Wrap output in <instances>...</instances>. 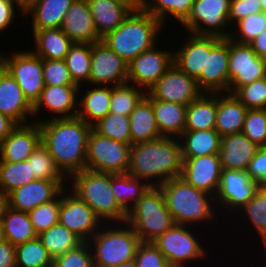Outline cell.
I'll return each mask as SVG.
<instances>
[{
	"label": "cell",
	"mask_w": 266,
	"mask_h": 267,
	"mask_svg": "<svg viewBox=\"0 0 266 267\" xmlns=\"http://www.w3.org/2000/svg\"><path fill=\"white\" fill-rule=\"evenodd\" d=\"M59 223L83 242H88L104 224L87 203L67 188L61 192Z\"/></svg>",
	"instance_id": "14"
},
{
	"label": "cell",
	"mask_w": 266,
	"mask_h": 267,
	"mask_svg": "<svg viewBox=\"0 0 266 267\" xmlns=\"http://www.w3.org/2000/svg\"><path fill=\"white\" fill-rule=\"evenodd\" d=\"M188 227L190 226L174 224L153 241L171 267H184L187 262L189 264L190 261H197L196 259L200 260L207 256L206 248Z\"/></svg>",
	"instance_id": "10"
},
{
	"label": "cell",
	"mask_w": 266,
	"mask_h": 267,
	"mask_svg": "<svg viewBox=\"0 0 266 267\" xmlns=\"http://www.w3.org/2000/svg\"><path fill=\"white\" fill-rule=\"evenodd\" d=\"M66 181L34 180L13 191L9 196V207L29 213L43 203L55 199L65 188Z\"/></svg>",
	"instance_id": "21"
},
{
	"label": "cell",
	"mask_w": 266,
	"mask_h": 267,
	"mask_svg": "<svg viewBox=\"0 0 266 267\" xmlns=\"http://www.w3.org/2000/svg\"><path fill=\"white\" fill-rule=\"evenodd\" d=\"M90 89L83 92L82 86L78 89V112L77 117L84 120L90 126L96 124L110 113V101L112 97V86L92 85Z\"/></svg>",
	"instance_id": "28"
},
{
	"label": "cell",
	"mask_w": 266,
	"mask_h": 267,
	"mask_svg": "<svg viewBox=\"0 0 266 267\" xmlns=\"http://www.w3.org/2000/svg\"><path fill=\"white\" fill-rule=\"evenodd\" d=\"M34 180H37L32 173L31 162H0V190L7 195Z\"/></svg>",
	"instance_id": "41"
},
{
	"label": "cell",
	"mask_w": 266,
	"mask_h": 267,
	"mask_svg": "<svg viewBox=\"0 0 266 267\" xmlns=\"http://www.w3.org/2000/svg\"><path fill=\"white\" fill-rule=\"evenodd\" d=\"M147 93L156 100L188 106L203 92L194 78L185 74L173 63Z\"/></svg>",
	"instance_id": "17"
},
{
	"label": "cell",
	"mask_w": 266,
	"mask_h": 267,
	"mask_svg": "<svg viewBox=\"0 0 266 267\" xmlns=\"http://www.w3.org/2000/svg\"><path fill=\"white\" fill-rule=\"evenodd\" d=\"M35 49H31L42 59L65 60L73 41L60 29L51 28L35 31Z\"/></svg>",
	"instance_id": "35"
},
{
	"label": "cell",
	"mask_w": 266,
	"mask_h": 267,
	"mask_svg": "<svg viewBox=\"0 0 266 267\" xmlns=\"http://www.w3.org/2000/svg\"><path fill=\"white\" fill-rule=\"evenodd\" d=\"M60 205L61 193L52 201L43 203L28 213L38 235L59 222Z\"/></svg>",
	"instance_id": "48"
},
{
	"label": "cell",
	"mask_w": 266,
	"mask_h": 267,
	"mask_svg": "<svg viewBox=\"0 0 266 267\" xmlns=\"http://www.w3.org/2000/svg\"><path fill=\"white\" fill-rule=\"evenodd\" d=\"M229 91L233 94L239 87L266 77V59L258 57L247 43L229 38Z\"/></svg>",
	"instance_id": "12"
},
{
	"label": "cell",
	"mask_w": 266,
	"mask_h": 267,
	"mask_svg": "<svg viewBox=\"0 0 266 267\" xmlns=\"http://www.w3.org/2000/svg\"><path fill=\"white\" fill-rule=\"evenodd\" d=\"M146 97L152 102L156 125L162 136L179 137L185 129L187 106Z\"/></svg>",
	"instance_id": "31"
},
{
	"label": "cell",
	"mask_w": 266,
	"mask_h": 267,
	"mask_svg": "<svg viewBox=\"0 0 266 267\" xmlns=\"http://www.w3.org/2000/svg\"><path fill=\"white\" fill-rule=\"evenodd\" d=\"M26 161L31 162L32 173L37 179L48 181H69L57 167L53 157L42 142L36 147Z\"/></svg>",
	"instance_id": "44"
},
{
	"label": "cell",
	"mask_w": 266,
	"mask_h": 267,
	"mask_svg": "<svg viewBox=\"0 0 266 267\" xmlns=\"http://www.w3.org/2000/svg\"><path fill=\"white\" fill-rule=\"evenodd\" d=\"M30 123L17 125L0 143V162L26 161L38 147L41 143L39 123Z\"/></svg>",
	"instance_id": "22"
},
{
	"label": "cell",
	"mask_w": 266,
	"mask_h": 267,
	"mask_svg": "<svg viewBox=\"0 0 266 267\" xmlns=\"http://www.w3.org/2000/svg\"><path fill=\"white\" fill-rule=\"evenodd\" d=\"M249 109L234 94L217 93L215 130L221 135L240 133Z\"/></svg>",
	"instance_id": "30"
},
{
	"label": "cell",
	"mask_w": 266,
	"mask_h": 267,
	"mask_svg": "<svg viewBox=\"0 0 266 267\" xmlns=\"http://www.w3.org/2000/svg\"><path fill=\"white\" fill-rule=\"evenodd\" d=\"M4 241H6L4 226H3V221L0 220V243Z\"/></svg>",
	"instance_id": "64"
},
{
	"label": "cell",
	"mask_w": 266,
	"mask_h": 267,
	"mask_svg": "<svg viewBox=\"0 0 266 267\" xmlns=\"http://www.w3.org/2000/svg\"><path fill=\"white\" fill-rule=\"evenodd\" d=\"M69 190L87 203L103 223L122 224L127 213L119 206L111 186V173L89 169L72 174ZM72 188V189H71Z\"/></svg>",
	"instance_id": "5"
},
{
	"label": "cell",
	"mask_w": 266,
	"mask_h": 267,
	"mask_svg": "<svg viewBox=\"0 0 266 267\" xmlns=\"http://www.w3.org/2000/svg\"><path fill=\"white\" fill-rule=\"evenodd\" d=\"M125 222L133 228L141 242L155 241L175 224L159 186L147 189L127 213Z\"/></svg>",
	"instance_id": "7"
},
{
	"label": "cell",
	"mask_w": 266,
	"mask_h": 267,
	"mask_svg": "<svg viewBox=\"0 0 266 267\" xmlns=\"http://www.w3.org/2000/svg\"><path fill=\"white\" fill-rule=\"evenodd\" d=\"M114 267H137L136 261L135 259L131 260V261H127V262H123L117 266Z\"/></svg>",
	"instance_id": "63"
},
{
	"label": "cell",
	"mask_w": 266,
	"mask_h": 267,
	"mask_svg": "<svg viewBox=\"0 0 266 267\" xmlns=\"http://www.w3.org/2000/svg\"><path fill=\"white\" fill-rule=\"evenodd\" d=\"M111 186L119 206L128 213L150 185L143 179L125 174L111 173Z\"/></svg>",
	"instance_id": "36"
},
{
	"label": "cell",
	"mask_w": 266,
	"mask_h": 267,
	"mask_svg": "<svg viewBox=\"0 0 266 267\" xmlns=\"http://www.w3.org/2000/svg\"><path fill=\"white\" fill-rule=\"evenodd\" d=\"M261 184L253 180L247 171L222 169L218 191L215 196V206L231 210L235 214L247 204L256 194ZM225 207V208H224Z\"/></svg>",
	"instance_id": "13"
},
{
	"label": "cell",
	"mask_w": 266,
	"mask_h": 267,
	"mask_svg": "<svg viewBox=\"0 0 266 267\" xmlns=\"http://www.w3.org/2000/svg\"><path fill=\"white\" fill-rule=\"evenodd\" d=\"M246 171L253 180L266 185V147L257 150Z\"/></svg>",
	"instance_id": "55"
},
{
	"label": "cell",
	"mask_w": 266,
	"mask_h": 267,
	"mask_svg": "<svg viewBox=\"0 0 266 267\" xmlns=\"http://www.w3.org/2000/svg\"><path fill=\"white\" fill-rule=\"evenodd\" d=\"M92 129L101 136L112 138L131 145L129 116L109 113L92 126Z\"/></svg>",
	"instance_id": "46"
},
{
	"label": "cell",
	"mask_w": 266,
	"mask_h": 267,
	"mask_svg": "<svg viewBox=\"0 0 266 267\" xmlns=\"http://www.w3.org/2000/svg\"><path fill=\"white\" fill-rule=\"evenodd\" d=\"M14 1L17 3L20 9L24 12L37 0H14Z\"/></svg>",
	"instance_id": "61"
},
{
	"label": "cell",
	"mask_w": 266,
	"mask_h": 267,
	"mask_svg": "<svg viewBox=\"0 0 266 267\" xmlns=\"http://www.w3.org/2000/svg\"><path fill=\"white\" fill-rule=\"evenodd\" d=\"M8 208H9V196L0 190V220L3 219Z\"/></svg>",
	"instance_id": "60"
},
{
	"label": "cell",
	"mask_w": 266,
	"mask_h": 267,
	"mask_svg": "<svg viewBox=\"0 0 266 267\" xmlns=\"http://www.w3.org/2000/svg\"><path fill=\"white\" fill-rule=\"evenodd\" d=\"M159 187L175 224L199 223L202 226L203 221L210 223L217 218L215 213L219 208L215 206V197L188 184L183 178L170 179Z\"/></svg>",
	"instance_id": "4"
},
{
	"label": "cell",
	"mask_w": 266,
	"mask_h": 267,
	"mask_svg": "<svg viewBox=\"0 0 266 267\" xmlns=\"http://www.w3.org/2000/svg\"><path fill=\"white\" fill-rule=\"evenodd\" d=\"M173 64L172 50H158L157 44L128 63L127 82L146 92L165 74Z\"/></svg>",
	"instance_id": "16"
},
{
	"label": "cell",
	"mask_w": 266,
	"mask_h": 267,
	"mask_svg": "<svg viewBox=\"0 0 266 267\" xmlns=\"http://www.w3.org/2000/svg\"><path fill=\"white\" fill-rule=\"evenodd\" d=\"M111 225L108 222L102 224V228L100 227L88 241L92 250L94 267H114L135 259L136 250L141 243L138 235L127 222H123L120 226L116 222Z\"/></svg>",
	"instance_id": "6"
},
{
	"label": "cell",
	"mask_w": 266,
	"mask_h": 267,
	"mask_svg": "<svg viewBox=\"0 0 266 267\" xmlns=\"http://www.w3.org/2000/svg\"><path fill=\"white\" fill-rule=\"evenodd\" d=\"M42 68L45 85H76L70 76L65 60L42 59Z\"/></svg>",
	"instance_id": "52"
},
{
	"label": "cell",
	"mask_w": 266,
	"mask_h": 267,
	"mask_svg": "<svg viewBox=\"0 0 266 267\" xmlns=\"http://www.w3.org/2000/svg\"><path fill=\"white\" fill-rule=\"evenodd\" d=\"M121 2H125L126 4H128L133 10L140 8L141 6V0H118Z\"/></svg>",
	"instance_id": "62"
},
{
	"label": "cell",
	"mask_w": 266,
	"mask_h": 267,
	"mask_svg": "<svg viewBox=\"0 0 266 267\" xmlns=\"http://www.w3.org/2000/svg\"><path fill=\"white\" fill-rule=\"evenodd\" d=\"M54 267H94L92 250L88 242H82L73 250L56 257Z\"/></svg>",
	"instance_id": "51"
},
{
	"label": "cell",
	"mask_w": 266,
	"mask_h": 267,
	"mask_svg": "<svg viewBox=\"0 0 266 267\" xmlns=\"http://www.w3.org/2000/svg\"><path fill=\"white\" fill-rule=\"evenodd\" d=\"M0 113L17 125L28 124V118H33V105L4 67L0 69Z\"/></svg>",
	"instance_id": "24"
},
{
	"label": "cell",
	"mask_w": 266,
	"mask_h": 267,
	"mask_svg": "<svg viewBox=\"0 0 266 267\" xmlns=\"http://www.w3.org/2000/svg\"><path fill=\"white\" fill-rule=\"evenodd\" d=\"M3 56L4 54L0 51V69L3 67Z\"/></svg>",
	"instance_id": "66"
},
{
	"label": "cell",
	"mask_w": 266,
	"mask_h": 267,
	"mask_svg": "<svg viewBox=\"0 0 266 267\" xmlns=\"http://www.w3.org/2000/svg\"><path fill=\"white\" fill-rule=\"evenodd\" d=\"M131 145L162 137L156 125L152 102L145 96L129 115Z\"/></svg>",
	"instance_id": "33"
},
{
	"label": "cell",
	"mask_w": 266,
	"mask_h": 267,
	"mask_svg": "<svg viewBox=\"0 0 266 267\" xmlns=\"http://www.w3.org/2000/svg\"><path fill=\"white\" fill-rule=\"evenodd\" d=\"M217 93H202L187 106L184 131L215 129Z\"/></svg>",
	"instance_id": "32"
},
{
	"label": "cell",
	"mask_w": 266,
	"mask_h": 267,
	"mask_svg": "<svg viewBox=\"0 0 266 267\" xmlns=\"http://www.w3.org/2000/svg\"><path fill=\"white\" fill-rule=\"evenodd\" d=\"M262 12L266 13V0H260Z\"/></svg>",
	"instance_id": "65"
},
{
	"label": "cell",
	"mask_w": 266,
	"mask_h": 267,
	"mask_svg": "<svg viewBox=\"0 0 266 267\" xmlns=\"http://www.w3.org/2000/svg\"><path fill=\"white\" fill-rule=\"evenodd\" d=\"M93 17L94 27L102 39L120 26L133 10L118 0H87Z\"/></svg>",
	"instance_id": "27"
},
{
	"label": "cell",
	"mask_w": 266,
	"mask_h": 267,
	"mask_svg": "<svg viewBox=\"0 0 266 267\" xmlns=\"http://www.w3.org/2000/svg\"><path fill=\"white\" fill-rule=\"evenodd\" d=\"M258 57L266 59V30L248 43Z\"/></svg>",
	"instance_id": "58"
},
{
	"label": "cell",
	"mask_w": 266,
	"mask_h": 267,
	"mask_svg": "<svg viewBox=\"0 0 266 267\" xmlns=\"http://www.w3.org/2000/svg\"><path fill=\"white\" fill-rule=\"evenodd\" d=\"M65 62L76 85L81 86L83 83L89 85L91 44L73 43L65 57Z\"/></svg>",
	"instance_id": "40"
},
{
	"label": "cell",
	"mask_w": 266,
	"mask_h": 267,
	"mask_svg": "<svg viewBox=\"0 0 266 267\" xmlns=\"http://www.w3.org/2000/svg\"><path fill=\"white\" fill-rule=\"evenodd\" d=\"M195 0H141V8L158 19L162 25L169 16L183 24L190 15Z\"/></svg>",
	"instance_id": "37"
},
{
	"label": "cell",
	"mask_w": 266,
	"mask_h": 267,
	"mask_svg": "<svg viewBox=\"0 0 266 267\" xmlns=\"http://www.w3.org/2000/svg\"><path fill=\"white\" fill-rule=\"evenodd\" d=\"M50 256L56 257L73 250L83 241L59 222L38 235Z\"/></svg>",
	"instance_id": "39"
},
{
	"label": "cell",
	"mask_w": 266,
	"mask_h": 267,
	"mask_svg": "<svg viewBox=\"0 0 266 267\" xmlns=\"http://www.w3.org/2000/svg\"><path fill=\"white\" fill-rule=\"evenodd\" d=\"M6 241L17 246L38 237L29 214L8 208L2 219Z\"/></svg>",
	"instance_id": "38"
},
{
	"label": "cell",
	"mask_w": 266,
	"mask_h": 267,
	"mask_svg": "<svg viewBox=\"0 0 266 267\" xmlns=\"http://www.w3.org/2000/svg\"><path fill=\"white\" fill-rule=\"evenodd\" d=\"M241 211V212H240ZM244 211V213H243ZM240 214L249 218L263 245L266 244V185H261L252 199L240 210Z\"/></svg>",
	"instance_id": "45"
},
{
	"label": "cell",
	"mask_w": 266,
	"mask_h": 267,
	"mask_svg": "<svg viewBox=\"0 0 266 267\" xmlns=\"http://www.w3.org/2000/svg\"><path fill=\"white\" fill-rule=\"evenodd\" d=\"M17 267H51L53 258L37 237L15 246Z\"/></svg>",
	"instance_id": "43"
},
{
	"label": "cell",
	"mask_w": 266,
	"mask_h": 267,
	"mask_svg": "<svg viewBox=\"0 0 266 267\" xmlns=\"http://www.w3.org/2000/svg\"><path fill=\"white\" fill-rule=\"evenodd\" d=\"M41 142L57 167L68 177L86 169L88 136L92 126L76 117L38 119Z\"/></svg>",
	"instance_id": "1"
},
{
	"label": "cell",
	"mask_w": 266,
	"mask_h": 267,
	"mask_svg": "<svg viewBox=\"0 0 266 267\" xmlns=\"http://www.w3.org/2000/svg\"><path fill=\"white\" fill-rule=\"evenodd\" d=\"M229 37L222 38L207 53L206 72L197 80L203 93H228L229 91Z\"/></svg>",
	"instance_id": "20"
},
{
	"label": "cell",
	"mask_w": 266,
	"mask_h": 267,
	"mask_svg": "<svg viewBox=\"0 0 266 267\" xmlns=\"http://www.w3.org/2000/svg\"><path fill=\"white\" fill-rule=\"evenodd\" d=\"M127 174L145 180L150 186L181 177L182 157L179 138L162 136L131 145Z\"/></svg>",
	"instance_id": "2"
},
{
	"label": "cell",
	"mask_w": 266,
	"mask_h": 267,
	"mask_svg": "<svg viewBox=\"0 0 266 267\" xmlns=\"http://www.w3.org/2000/svg\"><path fill=\"white\" fill-rule=\"evenodd\" d=\"M89 85L115 86L127 83L128 63L102 40L91 44Z\"/></svg>",
	"instance_id": "15"
},
{
	"label": "cell",
	"mask_w": 266,
	"mask_h": 267,
	"mask_svg": "<svg viewBox=\"0 0 266 267\" xmlns=\"http://www.w3.org/2000/svg\"><path fill=\"white\" fill-rule=\"evenodd\" d=\"M181 157L219 154L222 136L215 130L184 131L179 137Z\"/></svg>",
	"instance_id": "34"
},
{
	"label": "cell",
	"mask_w": 266,
	"mask_h": 267,
	"mask_svg": "<svg viewBox=\"0 0 266 267\" xmlns=\"http://www.w3.org/2000/svg\"><path fill=\"white\" fill-rule=\"evenodd\" d=\"M15 8L19 9L21 16H24V12L14 0H0V33L6 31L5 29H8L15 22Z\"/></svg>",
	"instance_id": "56"
},
{
	"label": "cell",
	"mask_w": 266,
	"mask_h": 267,
	"mask_svg": "<svg viewBox=\"0 0 266 267\" xmlns=\"http://www.w3.org/2000/svg\"><path fill=\"white\" fill-rule=\"evenodd\" d=\"M17 124L8 116L0 113V143L11 133Z\"/></svg>",
	"instance_id": "59"
},
{
	"label": "cell",
	"mask_w": 266,
	"mask_h": 267,
	"mask_svg": "<svg viewBox=\"0 0 266 267\" xmlns=\"http://www.w3.org/2000/svg\"><path fill=\"white\" fill-rule=\"evenodd\" d=\"M258 149L242 132L222 136L219 151L222 169L246 171Z\"/></svg>",
	"instance_id": "26"
},
{
	"label": "cell",
	"mask_w": 266,
	"mask_h": 267,
	"mask_svg": "<svg viewBox=\"0 0 266 267\" xmlns=\"http://www.w3.org/2000/svg\"><path fill=\"white\" fill-rule=\"evenodd\" d=\"M78 85L48 86L45 85L39 99L33 105V116H38L44 107L53 112L52 119L73 118L78 112ZM57 115V117L54 115Z\"/></svg>",
	"instance_id": "23"
},
{
	"label": "cell",
	"mask_w": 266,
	"mask_h": 267,
	"mask_svg": "<svg viewBox=\"0 0 266 267\" xmlns=\"http://www.w3.org/2000/svg\"><path fill=\"white\" fill-rule=\"evenodd\" d=\"M60 29L74 43L93 44L102 40L94 27L87 0H74L63 19Z\"/></svg>",
	"instance_id": "25"
},
{
	"label": "cell",
	"mask_w": 266,
	"mask_h": 267,
	"mask_svg": "<svg viewBox=\"0 0 266 267\" xmlns=\"http://www.w3.org/2000/svg\"><path fill=\"white\" fill-rule=\"evenodd\" d=\"M137 267H171L153 242H141L136 250Z\"/></svg>",
	"instance_id": "53"
},
{
	"label": "cell",
	"mask_w": 266,
	"mask_h": 267,
	"mask_svg": "<svg viewBox=\"0 0 266 267\" xmlns=\"http://www.w3.org/2000/svg\"><path fill=\"white\" fill-rule=\"evenodd\" d=\"M219 154L200 157H182V174L188 184L216 196L221 176Z\"/></svg>",
	"instance_id": "19"
},
{
	"label": "cell",
	"mask_w": 266,
	"mask_h": 267,
	"mask_svg": "<svg viewBox=\"0 0 266 267\" xmlns=\"http://www.w3.org/2000/svg\"><path fill=\"white\" fill-rule=\"evenodd\" d=\"M230 3L231 0H195L183 28L188 33L228 38L232 30L228 29L232 28L228 21Z\"/></svg>",
	"instance_id": "9"
},
{
	"label": "cell",
	"mask_w": 266,
	"mask_h": 267,
	"mask_svg": "<svg viewBox=\"0 0 266 267\" xmlns=\"http://www.w3.org/2000/svg\"><path fill=\"white\" fill-rule=\"evenodd\" d=\"M241 132L259 148L266 147V109H249Z\"/></svg>",
	"instance_id": "49"
},
{
	"label": "cell",
	"mask_w": 266,
	"mask_h": 267,
	"mask_svg": "<svg viewBox=\"0 0 266 267\" xmlns=\"http://www.w3.org/2000/svg\"><path fill=\"white\" fill-rule=\"evenodd\" d=\"M233 94L248 109H266V77L239 87Z\"/></svg>",
	"instance_id": "50"
},
{
	"label": "cell",
	"mask_w": 266,
	"mask_h": 267,
	"mask_svg": "<svg viewBox=\"0 0 266 267\" xmlns=\"http://www.w3.org/2000/svg\"><path fill=\"white\" fill-rule=\"evenodd\" d=\"M163 25L141 7L134 9L123 23L102 38L119 57L130 63L140 53L153 48Z\"/></svg>",
	"instance_id": "3"
},
{
	"label": "cell",
	"mask_w": 266,
	"mask_h": 267,
	"mask_svg": "<svg viewBox=\"0 0 266 267\" xmlns=\"http://www.w3.org/2000/svg\"><path fill=\"white\" fill-rule=\"evenodd\" d=\"M11 54H4L3 67L17 81L28 101L34 105L45 87L42 58L31 49Z\"/></svg>",
	"instance_id": "11"
},
{
	"label": "cell",
	"mask_w": 266,
	"mask_h": 267,
	"mask_svg": "<svg viewBox=\"0 0 266 267\" xmlns=\"http://www.w3.org/2000/svg\"><path fill=\"white\" fill-rule=\"evenodd\" d=\"M229 38L238 43H249L266 30V13H254L236 22Z\"/></svg>",
	"instance_id": "47"
},
{
	"label": "cell",
	"mask_w": 266,
	"mask_h": 267,
	"mask_svg": "<svg viewBox=\"0 0 266 267\" xmlns=\"http://www.w3.org/2000/svg\"><path fill=\"white\" fill-rule=\"evenodd\" d=\"M189 34L186 41L181 42L180 49L173 52V63L197 81L201 73L206 72L207 53H210L222 38L213 35H197L191 32Z\"/></svg>",
	"instance_id": "18"
},
{
	"label": "cell",
	"mask_w": 266,
	"mask_h": 267,
	"mask_svg": "<svg viewBox=\"0 0 266 267\" xmlns=\"http://www.w3.org/2000/svg\"><path fill=\"white\" fill-rule=\"evenodd\" d=\"M262 12L260 0H231L228 21L231 25L254 13Z\"/></svg>",
	"instance_id": "54"
},
{
	"label": "cell",
	"mask_w": 266,
	"mask_h": 267,
	"mask_svg": "<svg viewBox=\"0 0 266 267\" xmlns=\"http://www.w3.org/2000/svg\"><path fill=\"white\" fill-rule=\"evenodd\" d=\"M131 145L101 136L93 129L88 136L86 169L125 174L129 168Z\"/></svg>",
	"instance_id": "8"
},
{
	"label": "cell",
	"mask_w": 266,
	"mask_h": 267,
	"mask_svg": "<svg viewBox=\"0 0 266 267\" xmlns=\"http://www.w3.org/2000/svg\"><path fill=\"white\" fill-rule=\"evenodd\" d=\"M0 267H17L16 249L9 241L0 243Z\"/></svg>",
	"instance_id": "57"
},
{
	"label": "cell",
	"mask_w": 266,
	"mask_h": 267,
	"mask_svg": "<svg viewBox=\"0 0 266 267\" xmlns=\"http://www.w3.org/2000/svg\"><path fill=\"white\" fill-rule=\"evenodd\" d=\"M147 92L131 83H124L112 87L110 113L129 116Z\"/></svg>",
	"instance_id": "42"
},
{
	"label": "cell",
	"mask_w": 266,
	"mask_h": 267,
	"mask_svg": "<svg viewBox=\"0 0 266 267\" xmlns=\"http://www.w3.org/2000/svg\"><path fill=\"white\" fill-rule=\"evenodd\" d=\"M74 0H37L26 11L24 17L31 16L32 34L35 31L60 28L63 19Z\"/></svg>",
	"instance_id": "29"
}]
</instances>
